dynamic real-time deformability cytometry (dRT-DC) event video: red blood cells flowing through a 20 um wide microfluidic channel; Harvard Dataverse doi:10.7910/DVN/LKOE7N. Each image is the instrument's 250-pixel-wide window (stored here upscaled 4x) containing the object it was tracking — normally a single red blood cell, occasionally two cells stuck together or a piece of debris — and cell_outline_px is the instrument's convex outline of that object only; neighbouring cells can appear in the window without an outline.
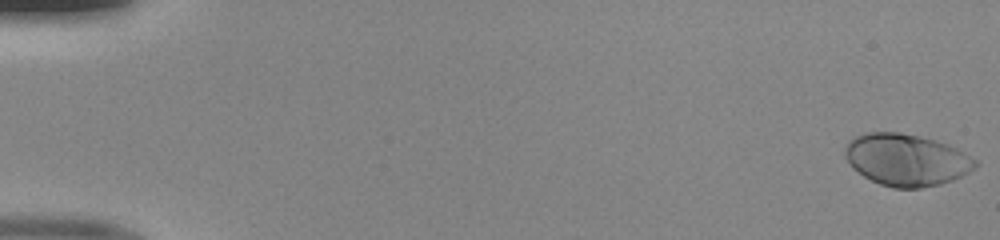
{"species": "human", "species_latin": "Homo sapiens", "temperature_condition": "room temperature", "stored_images_in_passage": 50, "camera_frame_rate_fps": 3000, "um_per_image_px": 0.085, "donor": {"sex": "male"}, "frame": {"image": 1, "passage_image": 1, "time_ms": 0.0, "image_size_px": [1000, 240], "cell_outline_px": [[980, 164], [968, 172], [952, 180], [940, 184], [920, 188], [892, 188], [880, 184], [864, 176], [852, 168], [844, 156], [844, 148], [848, 140], [856, 136], [868, 132], [900, 132], [932, 140], [956, 148], [976, 160]], "centroid_in_image_um": [77.0, 13.59], "position_along_channel_um": 8.0, "area_um2": 39.19}}
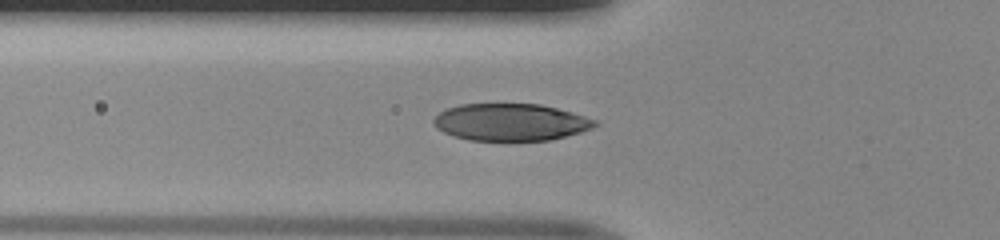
{"frame": {"image": 2, "passage_image": 19, "time_ms": 6.0, "image_size_px": [1000, 240], "cell_outline_px": [[600, 124], [592, 128], [580, 132], [548, 140], [468, 140], [444, 132], [436, 128], [432, 120], [440, 112], [448, 108], [460, 104], [540, 104], [572, 112], [596, 120]], "centroid_in_image_um": [43.4, 10.38], "position_along_channel_um": 82.4, "area_um2": 34.62}}
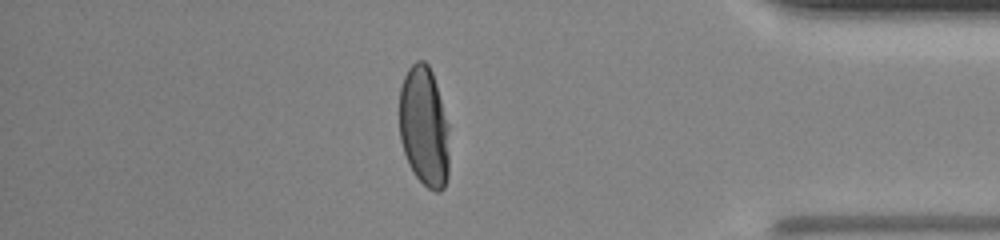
{"frame": {"image": 3, "passage_image": 44, "time_ms": 14.333, "image_size_px": [1000, 240], "cell_outline_px": [[448, 176], [444, 188], [440, 192], [436, 192], [428, 188], [416, 176], [408, 164], [400, 140], [400, 88], [404, 76], [408, 68], [416, 60], [424, 60], [428, 64], [432, 72], [436, 84], [448, 124]], "centroid_in_image_um": [36.04, 10.77], "position_along_channel_um": 399.2, "area_um2": 35.03}}